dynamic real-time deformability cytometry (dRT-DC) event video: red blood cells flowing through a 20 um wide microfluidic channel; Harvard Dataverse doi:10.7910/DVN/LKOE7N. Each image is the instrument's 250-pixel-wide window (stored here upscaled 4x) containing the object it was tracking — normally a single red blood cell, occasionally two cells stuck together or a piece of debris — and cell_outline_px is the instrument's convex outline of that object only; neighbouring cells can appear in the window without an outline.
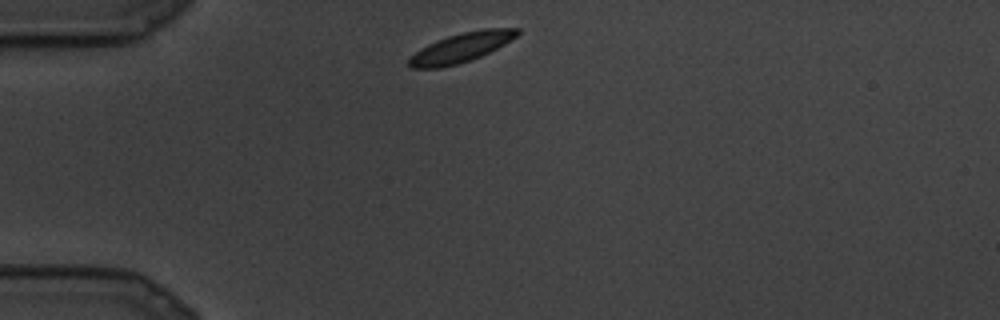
{"species": "common noctule bat (a hibernating species)", "species_latin": "Nyctalus noctula", "temperature_condition": "cold", "stored_images_in_passage": 17, "camera_frame_rate_fps": 3000, "um_per_image_px": 0.085, "animal": {"sex": "male", "body_mass_g": 19.5, "forearm_length_mm": 54.6}, "frame": {"image": 1, "passage_image": 1, "time_ms": 0.0, "image_size_px": [1000, 320], "cell_outline_px": [[520, 32], [516, 36], [504, 44], [480, 56], [456, 64], [440, 68], [408, 68], [408, 60], [420, 48], [436, 40], [460, 32], [484, 28], [520, 28]], "centroid_in_image_um": [39.18, 4.03], "position_along_channel_um": 45.8, "area_um2": 18.38}}
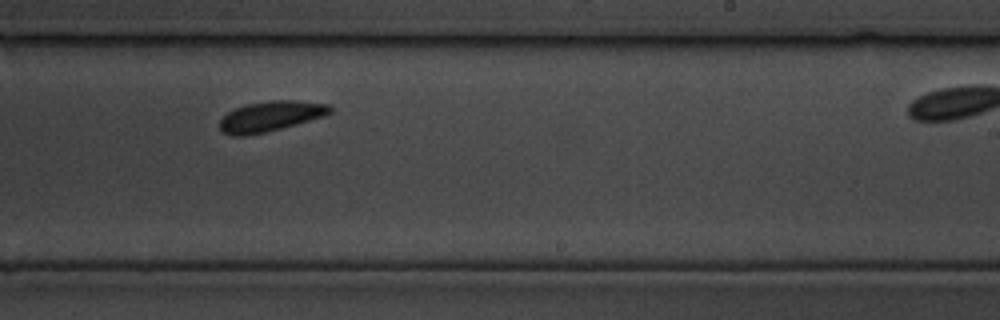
{"frame": {"image": 2, "passage_image": 11, "time_ms": 3.333, "image_size_px": [1000, 320], "cell_outline_px": [[332, 112], [324, 116], [268, 132], [244, 136], [232, 136], [220, 132], [220, 120], [228, 112], [236, 108], [248, 104], [272, 100], [292, 100], [328, 104], [332, 108]], "centroid_in_image_um": [22.98, 9.9], "position_along_channel_um": 266.0, "area_um2": 19.42}}
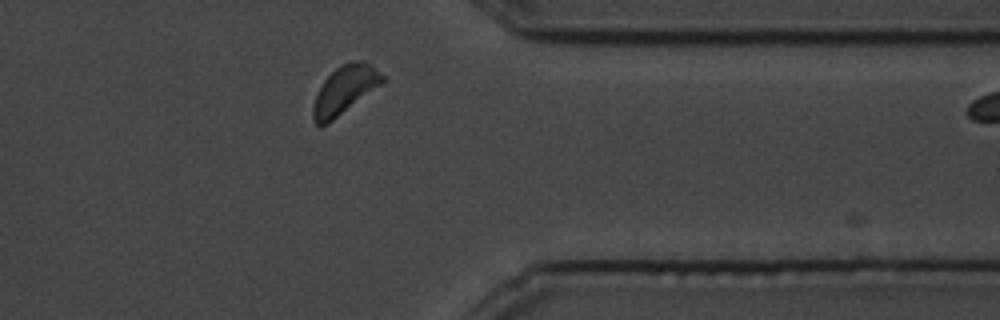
{"frame": {"image": 3, "passage_image": 16, "time_ms": 5.0, "image_size_px": [1000, 320], "cell_outline_px": [[384, 80], [380, 84], [328, 124], [320, 128], [312, 120], [312, 108], [316, 96], [324, 80], [340, 64], [356, 60], [364, 60], [372, 64], [384, 76]], "centroid_in_image_um": [29.27, 7.65], "position_along_channel_um": 382.1, "area_um2": 19.25}}